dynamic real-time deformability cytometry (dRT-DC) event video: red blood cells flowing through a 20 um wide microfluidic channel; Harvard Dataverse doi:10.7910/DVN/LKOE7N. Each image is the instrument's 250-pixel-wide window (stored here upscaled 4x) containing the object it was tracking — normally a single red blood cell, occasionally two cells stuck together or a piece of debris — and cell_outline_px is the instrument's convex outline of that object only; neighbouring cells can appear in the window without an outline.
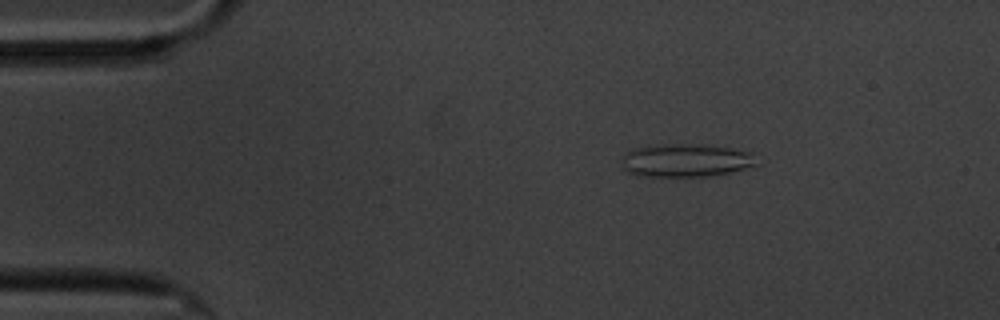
{"species": "common noctule bat (a hibernating species)", "species_latin": "Nyctalus noctula", "temperature_condition": "cold", "stored_images_in_passage": 6, "camera_frame_rate_fps": 3000, "um_per_image_px": 0.085, "animal": {"sex": "male", "body_mass_g": 20.1, "forearm_length_mm": 53.5}, "frame": {"image": 1, "passage_image": 3, "time_ms": 2.333, "image_size_px": [1000, 320], "cell_outline_px": [[756, 164], [744, 168], [728, 172], [708, 176], [636, 176], [628, 172], [624, 168], [624, 152], [636, 148], [656, 144], [688, 144], [728, 148], [752, 152]], "centroid_in_image_um": [58.24, 13.63], "position_along_channel_um": 26.8, "area_um2": 25.55}}
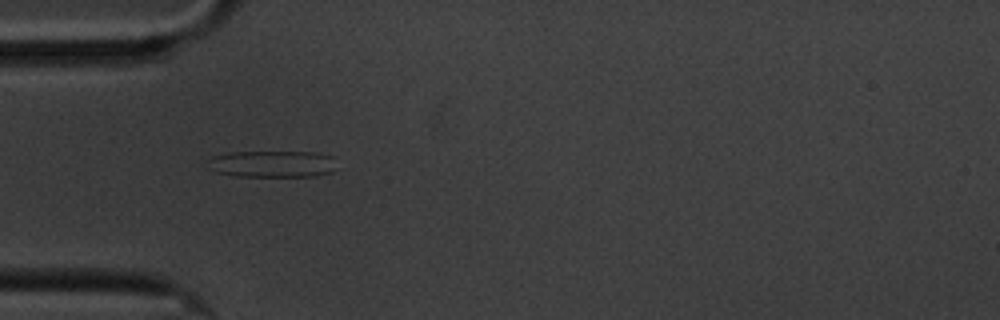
{"frame": {"image": 2, "passage_image": 5, "time_ms": 5.0, "image_size_px": [1000, 320], "cell_outline_px": [[336, 156], [332, 172], [316, 176], [236, 176], [216, 172], [208, 168], [208, 160], [212, 156], [232, 152], [316, 152]], "centroid_in_image_um": [23.16, 13.93], "position_along_channel_um": 61.8, "area_um2": 20.23}}
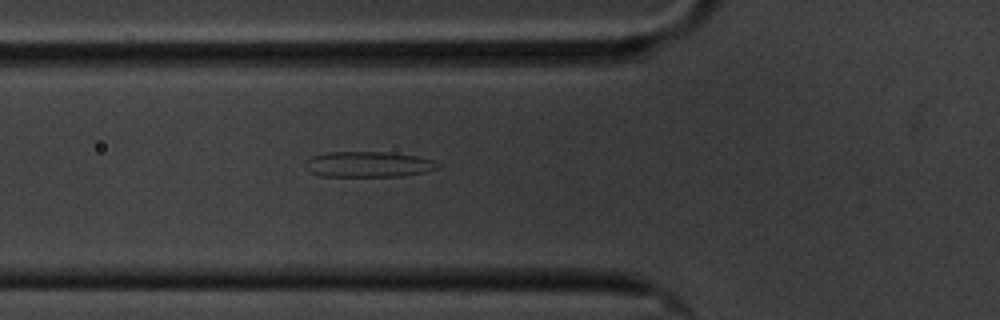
{"frame": {"image": 3, "passage_image": 6, "time_ms": 6.0, "image_size_px": [1000, 320], "cell_outline_px": [[444, 164], [440, 168], [424, 172], [404, 176], [320, 176], [308, 172], [304, 168], [304, 160], [312, 156], [328, 152], [388, 152], [416, 156], [432, 160]], "centroid_in_image_um": [31.29, 13.97], "position_along_channel_um": 94.5, "area_um2": 20.11}}